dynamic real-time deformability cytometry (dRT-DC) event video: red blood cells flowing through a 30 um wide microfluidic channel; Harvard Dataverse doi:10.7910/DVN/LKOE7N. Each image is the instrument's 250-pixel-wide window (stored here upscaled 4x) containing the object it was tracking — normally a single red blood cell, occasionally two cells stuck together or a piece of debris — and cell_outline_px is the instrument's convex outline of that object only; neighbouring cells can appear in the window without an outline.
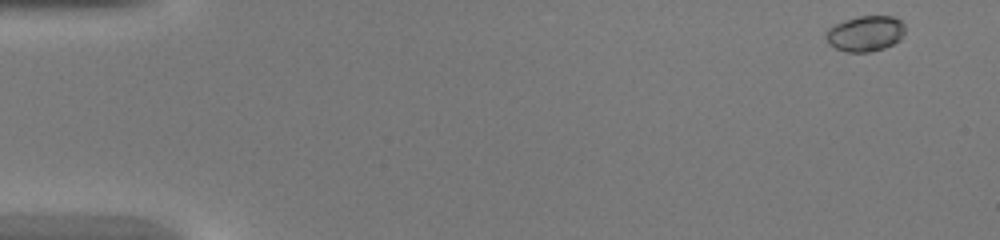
{"species": "common noctule bat (a hibernating species)", "species_latin": "Nyctalus noctula", "temperature_condition": "warm", "stored_images_in_passage": 42, "camera_frame_rate_fps": 3000, "um_per_image_px": 0.085, "animal": {"sex": "female", "body_mass_g": 20.0, "forearm_length_mm": 54.0}, "frame": {"image": 1, "passage_image": 1, "time_ms": 0.0, "image_size_px": [1000, 240], "cell_outline_px": [[904, 32], [900, 40], [884, 48], [872, 52], [848, 52], [836, 48], [828, 44], [824, 36], [828, 28], [844, 20], [860, 16], [892, 16], [900, 20], [904, 24]], "centroid_in_image_um": [73.54, 2.86], "position_along_channel_um": 11.5, "area_um2": 16.47}}
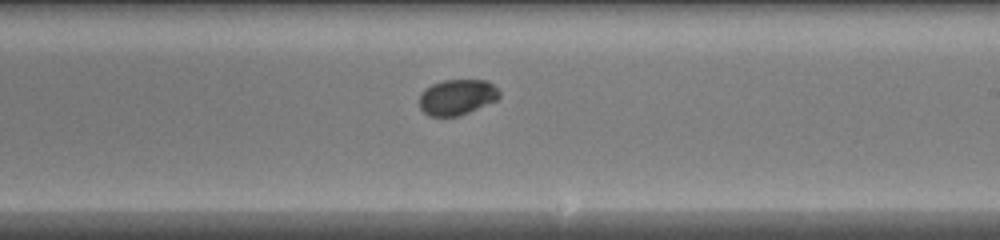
{"frame": {"image": 2, "passage_image": 24, "time_ms": 7.667, "image_size_px": [1000, 240], "cell_outline_px": [[500, 96], [496, 100], [468, 112], [456, 116], [428, 116], [420, 108], [420, 92], [424, 88], [432, 84], [444, 80], [488, 80], [500, 92]], "centroid_in_image_um": [38.82, 8.24], "position_along_channel_um": 250.2, "area_um2": 16.53}}
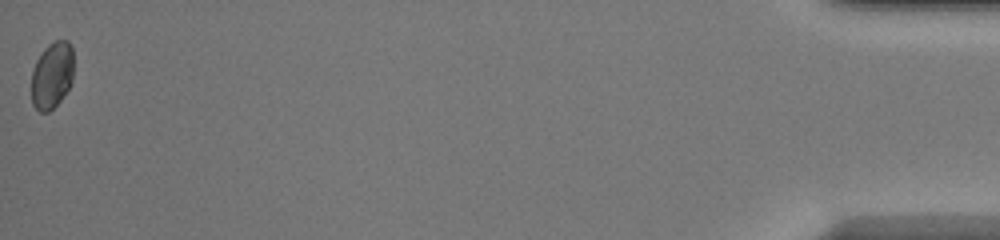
{"frame": {"image": 3, "passage_image": 42, "time_ms": 13.667, "image_size_px": [1000, 240], "cell_outline_px": [[72, 80], [68, 88], [60, 100], [48, 112], [40, 112], [32, 104], [32, 68], [36, 60], [44, 48], [48, 44], [56, 40], [68, 40], [72, 48]], "centroid_in_image_um": [4.4, 6.37], "position_along_channel_um": 430.8, "area_um2": 16.3}}